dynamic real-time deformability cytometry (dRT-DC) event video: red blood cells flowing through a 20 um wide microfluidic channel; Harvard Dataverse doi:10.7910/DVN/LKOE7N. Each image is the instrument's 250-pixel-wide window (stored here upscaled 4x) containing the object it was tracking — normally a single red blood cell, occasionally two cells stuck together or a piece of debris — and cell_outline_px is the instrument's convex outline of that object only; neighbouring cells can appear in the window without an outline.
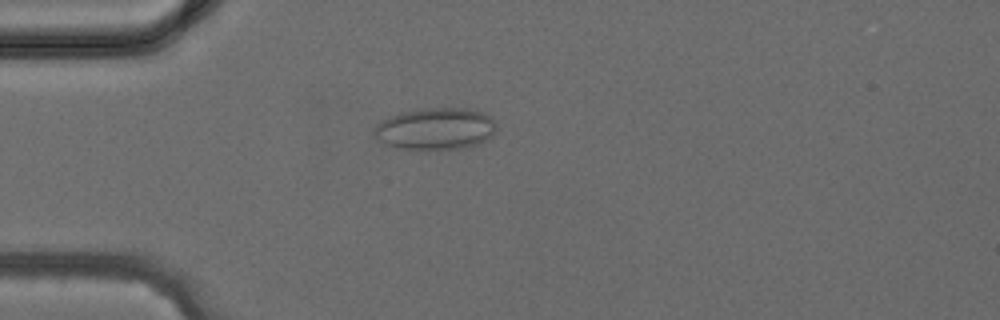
{"species": "common noctule bat (a hibernating species)", "species_latin": "Nyctalus noctula", "temperature_condition": "cold", "stored_images_in_passage": 31, "camera_frame_rate_fps": 3000, "um_per_image_px": 0.085, "animal": {"sex": "female", "body_mass_g": 24.6, "forearm_length_mm": 56.2}, "frame": {"image": 1, "passage_image": 3, "time_ms": 0.667, "image_size_px": [1000, 320], "cell_outline_px": [[496, 132], [492, 136], [476, 144], [464, 148], [424, 152], [396, 148], [380, 140], [376, 136], [376, 124], [400, 112], [424, 108], [468, 108], [480, 112], [488, 116], [496, 124]], "centroid_in_image_um": [37.04, 10.98], "position_along_channel_um": 48.0, "area_um2": 30.11}}
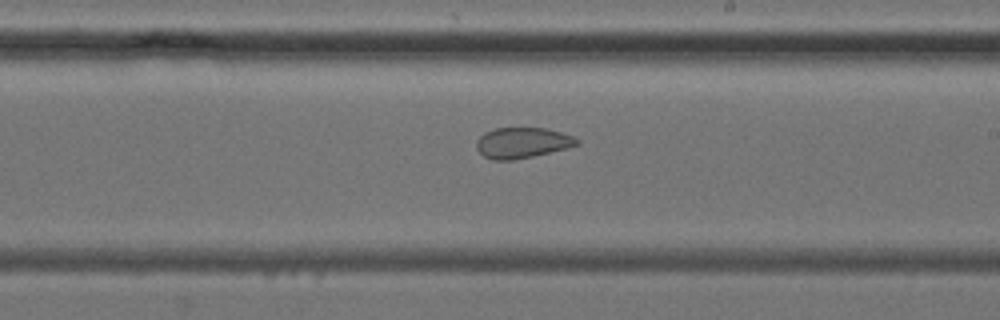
{"frame": {"image": 2, "passage_image": 15, "time_ms": 4.667, "image_size_px": [1000, 320], "cell_outline_px": [[580, 144], [568, 148], [532, 156], [512, 160], [492, 160], [484, 156], [476, 148], [476, 140], [484, 132], [496, 128], [544, 128], [560, 132], [572, 136], [580, 140]], "centroid_in_image_um": [44.38, 12.14], "position_along_channel_um": 244.6, "area_um2": 17.92}}
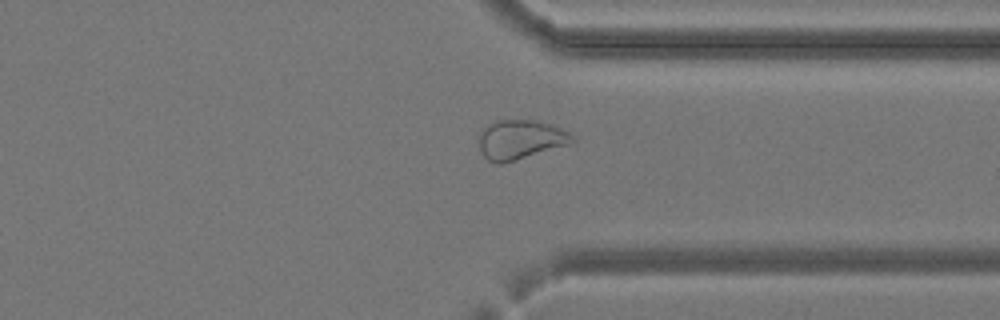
{"frame": {"image": 3, "passage_image": 22, "time_ms": 7.0, "image_size_px": [1000, 320], "cell_outline_px": [[572, 140], [568, 144], [500, 164], [496, 164], [488, 160], [480, 152], [476, 140], [476, 136], [488, 124], [496, 120], [532, 120], [548, 124], [560, 128], [568, 132], [572, 136]], "centroid_in_image_um": [44.1, 11.86], "position_along_channel_um": 367.3, "area_um2": 21.15}}